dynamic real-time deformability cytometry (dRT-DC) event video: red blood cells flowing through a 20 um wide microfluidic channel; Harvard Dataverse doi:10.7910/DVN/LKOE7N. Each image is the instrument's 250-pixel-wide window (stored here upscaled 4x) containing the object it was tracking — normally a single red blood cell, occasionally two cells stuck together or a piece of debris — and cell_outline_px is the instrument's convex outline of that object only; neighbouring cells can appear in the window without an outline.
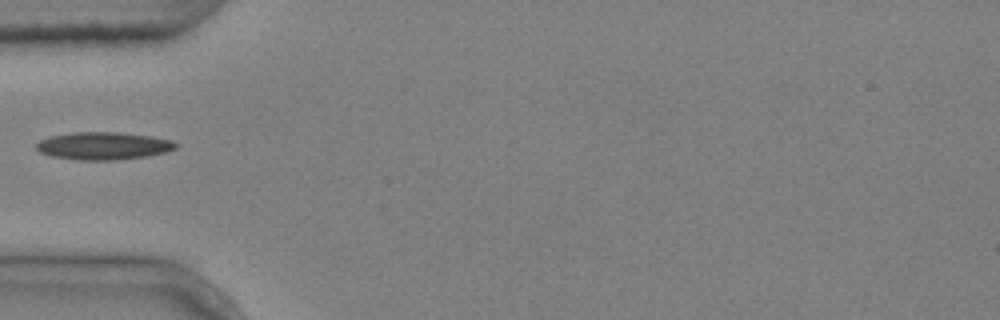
{"species": "common noctule bat (a hibernating species)", "species_latin": "Nyctalus noctula", "temperature_condition": "cold", "stored_images_in_passage": 6, "camera_frame_rate_fps": 3000, "um_per_image_px": 0.085, "animal": {"sex": "male", "body_mass_g": 20.4}, "frame": {"image": 1, "passage_image": 5, "time_ms": 1.333, "image_size_px": [1000, 320], "cell_outline_px": [[176, 148], [164, 152], [148, 156], [116, 160], [76, 160], [52, 156], [40, 152], [36, 148], [36, 144], [40, 140], [48, 136], [72, 132], [120, 132], [152, 136], [172, 140], [176, 144]], "centroid_in_image_um": [8.76, 12.39], "position_along_channel_um": 76.2, "area_um2": 22.54}}